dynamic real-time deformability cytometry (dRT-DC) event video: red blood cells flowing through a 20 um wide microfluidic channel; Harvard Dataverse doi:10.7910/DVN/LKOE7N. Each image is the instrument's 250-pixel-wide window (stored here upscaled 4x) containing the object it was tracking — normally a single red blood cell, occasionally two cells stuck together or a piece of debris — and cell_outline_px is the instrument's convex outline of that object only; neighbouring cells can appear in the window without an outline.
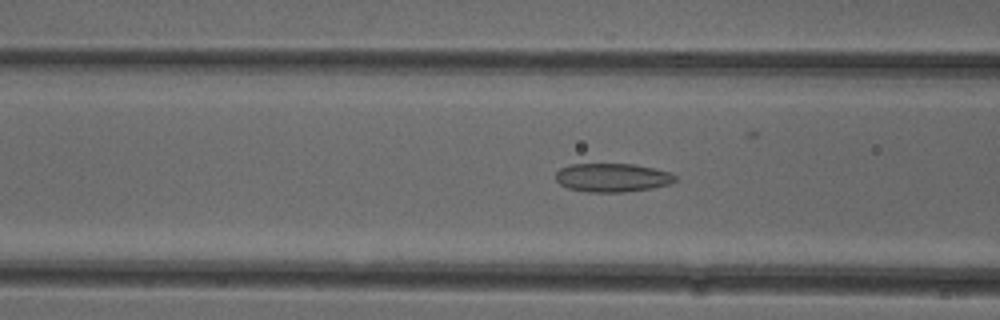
{"species": "common noctule bat (a hibernating species)", "species_latin": "Nyctalus noctula", "temperature_condition": "cold", "stored_images_in_passage": 51, "camera_frame_rate_fps": 3000, "um_per_image_px": 0.085, "animal": {"sex": "female"}, "frame": {"image": 1, "passage_image": 20, "time_ms": 6.333, "image_size_px": [1000, 320], "cell_outline_px": [[676, 180], [672, 184], [652, 188], [624, 192], [588, 192], [568, 188], [560, 184], [556, 180], [556, 172], [560, 168], [568, 164], [632, 164], [672, 172], [676, 176]], "centroid_in_image_um": [52.06, 15.1], "position_along_channel_um": 114.5, "area_um2": 20.06}}
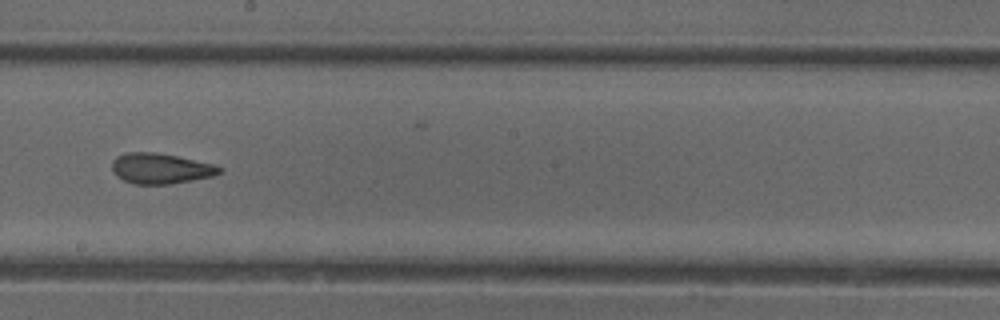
{"frame": {"image": 2, "passage_image": 29, "time_ms": 9.333, "image_size_px": [1000, 320], "cell_outline_px": [[224, 172], [212, 176], [172, 184], [132, 184], [116, 176], [112, 168], [112, 160], [116, 156], [124, 152], [156, 152], [216, 164], [224, 168]], "centroid_in_image_um": [13.67, 14.31], "position_along_channel_um": 234.5, "area_um2": 19.36}}
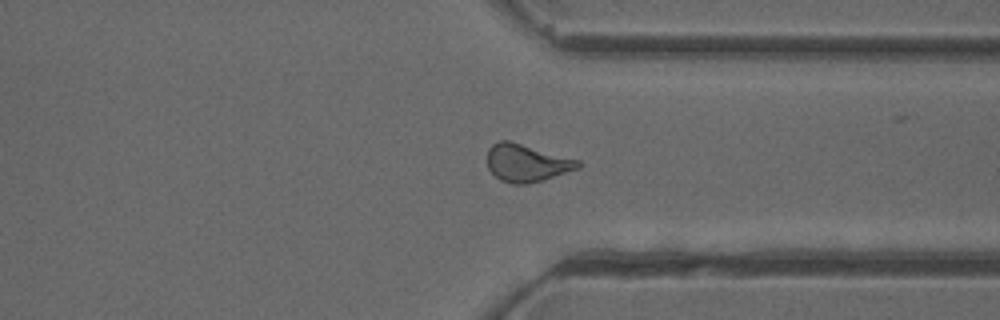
{"frame": {"image": 3, "passage_image": 39, "time_ms": 12.667, "image_size_px": [1000, 320], "cell_outline_px": [[584, 164], [580, 168], [544, 180], [528, 184], [512, 184], [500, 180], [488, 168], [488, 148], [492, 144], [500, 140], [508, 140], [580, 160]], "centroid_in_image_um": [44.8, 13.86], "position_along_channel_um": 366.6, "area_um2": 20.0}, "authors_computed_cell_mechanics": {"area_um2": 19.7098, "velocity_mm_per_s": 3.9959, "shape_relaxation_time_tau1_ms": null, "shape_relaxation_time_tau2_ms": 2.5087, "deformation_change_tau1": null, "deformation_change_tau2": 0.0926}}